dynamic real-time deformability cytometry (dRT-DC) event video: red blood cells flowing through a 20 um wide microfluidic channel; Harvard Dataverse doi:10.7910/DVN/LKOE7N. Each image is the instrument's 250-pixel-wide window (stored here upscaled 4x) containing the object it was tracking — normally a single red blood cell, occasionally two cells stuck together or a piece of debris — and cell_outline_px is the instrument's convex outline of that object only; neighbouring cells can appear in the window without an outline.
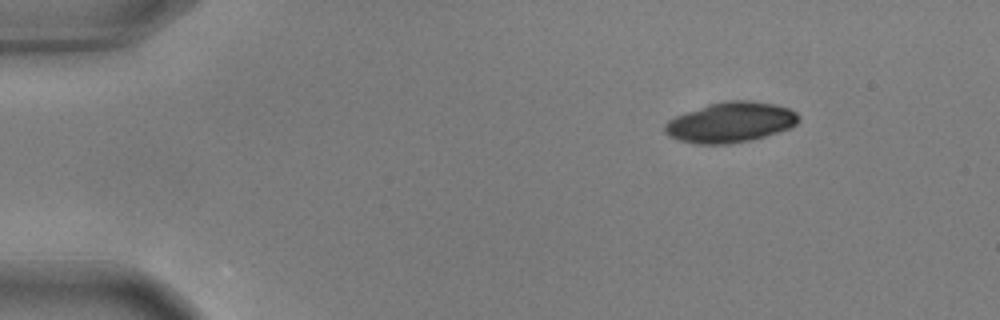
{"species": "common noctule bat (a hibernating species)", "species_latin": "Nyctalus noctula", "temperature_condition": "warm", "stored_images_in_passage": 49, "camera_frame_rate_fps": 3000, "um_per_image_px": 0.085, "animal": {"sex": "male", "body_mass_g": 17.9, "forearm_length_mm": 54.2}, "frame": {"image": 1, "passage_image": 1, "time_ms": 0.0, "image_size_px": [1000, 320], "cell_outline_px": [[800, 120], [792, 128], [752, 140], [732, 144], [696, 144], [680, 140], [668, 136], [664, 132], [664, 124], [668, 120], [676, 116], [708, 104], [728, 100], [748, 100], [776, 104], [788, 108], [796, 112], [800, 116]], "centroid_in_image_um": [62.12, 10.4], "position_along_channel_um": 22.9, "area_um2": 31.67}}